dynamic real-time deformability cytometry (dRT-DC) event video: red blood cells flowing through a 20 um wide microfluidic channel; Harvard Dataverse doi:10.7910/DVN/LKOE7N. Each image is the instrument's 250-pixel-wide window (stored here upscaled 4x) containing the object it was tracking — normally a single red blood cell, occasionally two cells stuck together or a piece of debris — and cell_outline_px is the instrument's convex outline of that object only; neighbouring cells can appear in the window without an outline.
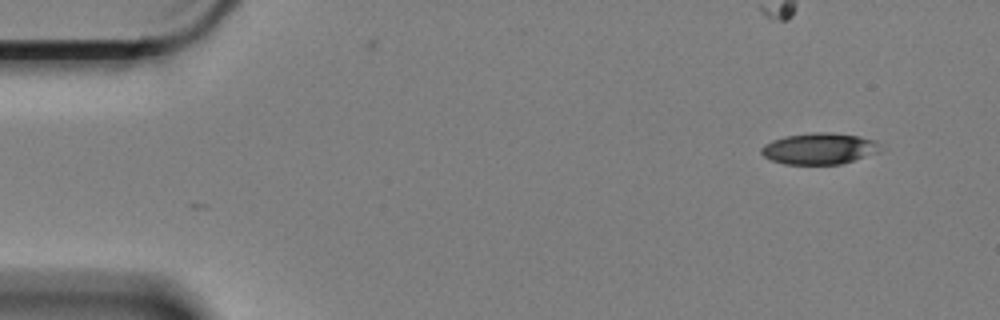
{"species": "Egyptian fruit bat (a non-hibernating species)", "species_latin": "Rousettus aegyptiacus", "temperature_condition": "cold", "stored_images_in_passage": 2, "camera_frame_rate_fps": 3000, "um_per_image_px": 0.085, "animal": {"sex": "female"}, "frame": {"image": 1, "passage_image": 1, "time_ms": 0.0, "image_size_px": [1000, 320], "cell_outline_px": [[884, 148], [880, 152], [840, 164], [784, 164], [772, 160], [764, 156], [760, 152], [760, 148], [764, 144], [772, 140], [784, 136], [816, 132], [828, 132], [856, 136], [872, 140]], "centroid_in_image_um": [69.62, 12.63], "position_along_channel_um": 15.4, "area_um2": 21.62}}